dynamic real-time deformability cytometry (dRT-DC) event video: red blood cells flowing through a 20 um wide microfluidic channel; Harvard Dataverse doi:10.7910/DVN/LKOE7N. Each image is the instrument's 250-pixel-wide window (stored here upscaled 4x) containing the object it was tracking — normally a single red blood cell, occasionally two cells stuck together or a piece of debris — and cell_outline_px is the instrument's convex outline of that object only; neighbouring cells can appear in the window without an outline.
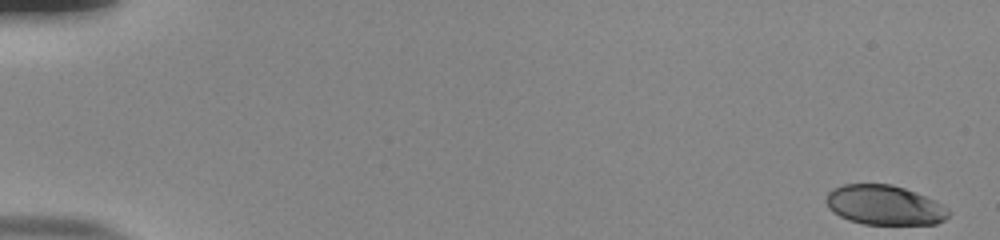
{"species": "human", "species_latin": "Homo sapiens", "temperature_condition": "room temperature", "stored_images_in_passage": 54, "camera_frame_rate_fps": 3000, "um_per_image_px": 0.085, "donor": {"sex": "male"}, "frame": {"image": 1, "passage_image": 1, "time_ms": 0.0, "image_size_px": [1000, 240], "cell_outline_px": [[948, 216], [944, 220], [936, 224], [864, 224], [848, 220], [832, 212], [828, 208], [824, 200], [828, 192], [832, 188], [844, 184], [892, 184], [904, 188], [924, 196], [948, 208]], "centroid_in_image_um": [75.11, 17.43], "position_along_channel_um": 9.9, "area_um2": 28.26}}
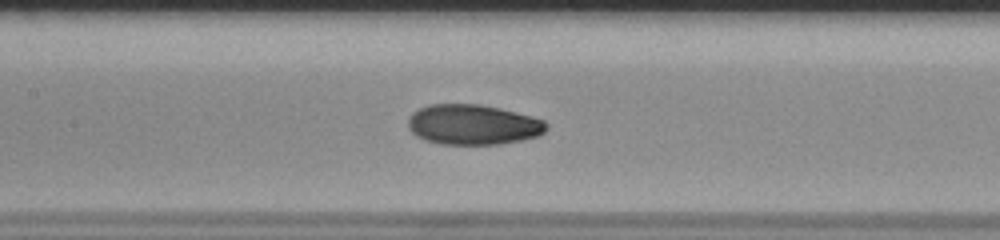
{"frame": {"image": 2, "passage_image": 27, "time_ms": 8.667, "image_size_px": [1000, 240], "cell_outline_px": [[548, 128], [540, 136], [500, 144], [440, 144], [424, 140], [416, 136], [408, 128], [408, 120], [412, 112], [428, 104], [480, 104], [500, 108], [532, 116], [544, 120], [548, 124]], "centroid_in_image_um": [40.21, 10.59], "position_along_channel_um": 167.2, "area_um2": 32.66}}
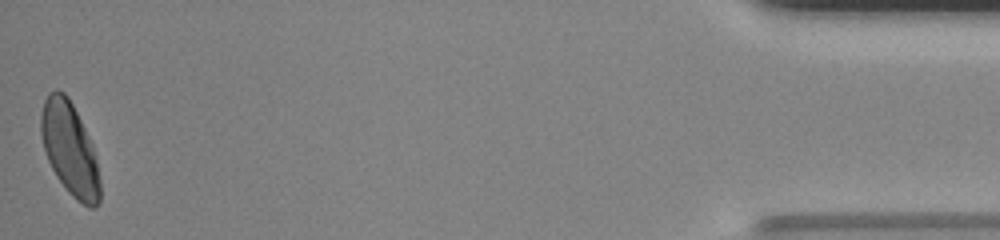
{"frame": {"image": 3, "passage_image": 54, "time_ms": 17.667, "image_size_px": [1000, 240], "cell_outline_px": [[100, 204], [96, 208], [88, 208], [76, 200], [68, 192], [56, 176], [48, 160], [44, 148], [40, 132], [40, 116], [44, 100], [48, 92], [56, 88], [64, 92], [68, 96], [92, 144], [96, 160], [100, 180]], "centroid_in_image_um": [5.92, 12.67], "position_along_channel_um": 429.3, "area_um2": 32.02}, "authors_computed_cell_mechanics": {"area_um2": 31.3565, "velocity_mm_per_s": 3.8353, "shape_relaxation_time_tau1_ms": 4.4146, "shape_relaxation_time_tau2_ms": 0.9154, "deformation_change_tau1": 0.1705, "deformation_change_tau2": 0.0451}}